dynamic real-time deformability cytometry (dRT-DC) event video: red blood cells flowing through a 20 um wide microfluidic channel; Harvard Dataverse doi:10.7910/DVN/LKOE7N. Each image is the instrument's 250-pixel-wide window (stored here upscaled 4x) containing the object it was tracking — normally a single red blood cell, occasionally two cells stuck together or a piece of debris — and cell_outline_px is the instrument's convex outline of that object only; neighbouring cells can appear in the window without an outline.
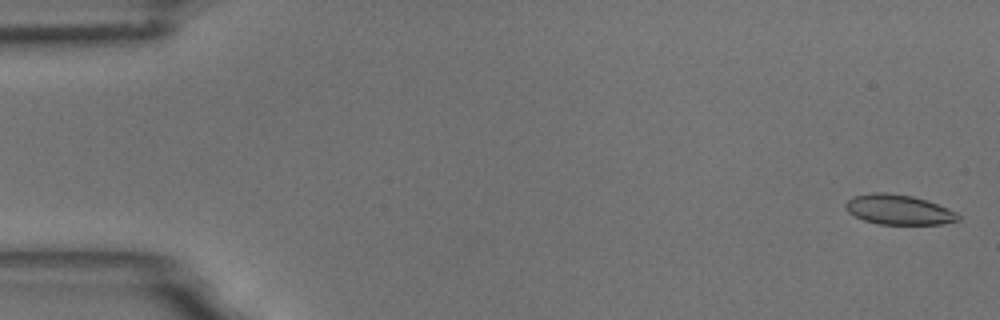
{"species": "common noctule bat (a hibernating species)", "species_latin": "Nyctalus noctula", "temperature_condition": "room temperature", "stored_images_in_passage": 56, "camera_frame_rate_fps": 3000, "um_per_image_px": 0.085, "animal": {"sex": "male", "body_mass_g": 18.8}, "frame": {"image": 1, "passage_image": 2, "time_ms": 0.333, "image_size_px": [1000, 320], "cell_outline_px": [[960, 220], [940, 224], [880, 224], [864, 220], [848, 212], [844, 208], [844, 204], [852, 196], [872, 192], [884, 192], [912, 196], [936, 204], [956, 212], [960, 216]], "centroid_in_image_um": [76.34, 17.82], "position_along_channel_um": 8.7, "area_um2": 19.48}}
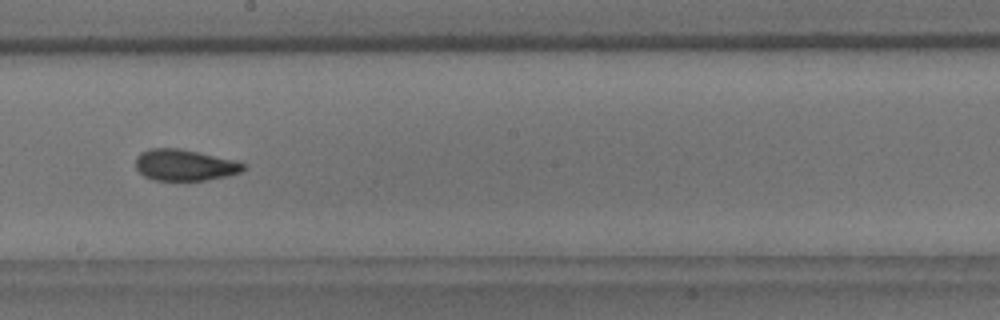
{"frame": {"image": 2, "passage_image": 32, "time_ms": 10.333, "image_size_px": [1000, 320], "cell_outline_px": [[248, 168], [240, 172], [228, 176], [204, 180], [156, 180], [144, 176], [136, 168], [136, 156], [140, 152], [148, 148], [180, 148], [236, 160], [248, 164]], "centroid_in_image_um": [15.73, 14.02], "position_along_channel_um": 232.5, "area_um2": 19.88}}
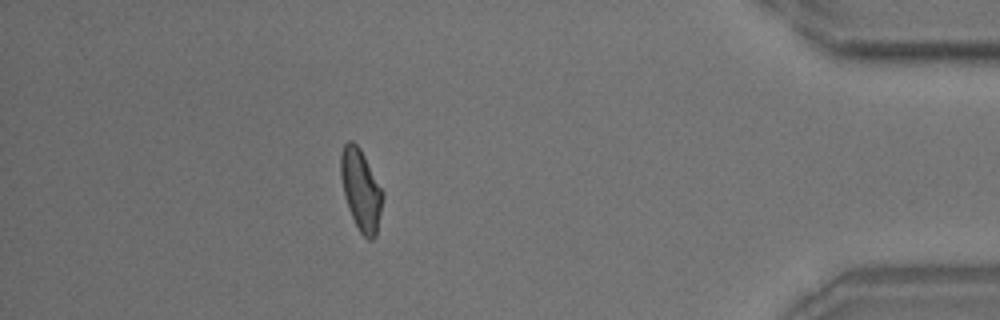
{"frame": {"image": 3, "passage_image": 50, "time_ms": 16.333, "image_size_px": [1000, 320], "cell_outline_px": [[384, 196], [376, 236], [372, 240], [368, 240], [360, 232], [348, 208], [344, 196], [340, 176], [340, 156], [344, 144], [348, 140], [352, 140], [360, 148], [384, 192]], "centroid_in_image_um": [30.68, 16.13], "position_along_channel_um": 404.5, "area_um2": 19.94}, "authors_computed_cell_mechanics": {"area_um2": 19.941, "velocity_mm_per_s": 3.6292, "shape_relaxation_time_tau1_ms": 7.2933, "shape_relaxation_time_tau2_ms": 1.6539, "deformation_change_tau1": 0.157, "deformation_change_tau2": 0.0787}}